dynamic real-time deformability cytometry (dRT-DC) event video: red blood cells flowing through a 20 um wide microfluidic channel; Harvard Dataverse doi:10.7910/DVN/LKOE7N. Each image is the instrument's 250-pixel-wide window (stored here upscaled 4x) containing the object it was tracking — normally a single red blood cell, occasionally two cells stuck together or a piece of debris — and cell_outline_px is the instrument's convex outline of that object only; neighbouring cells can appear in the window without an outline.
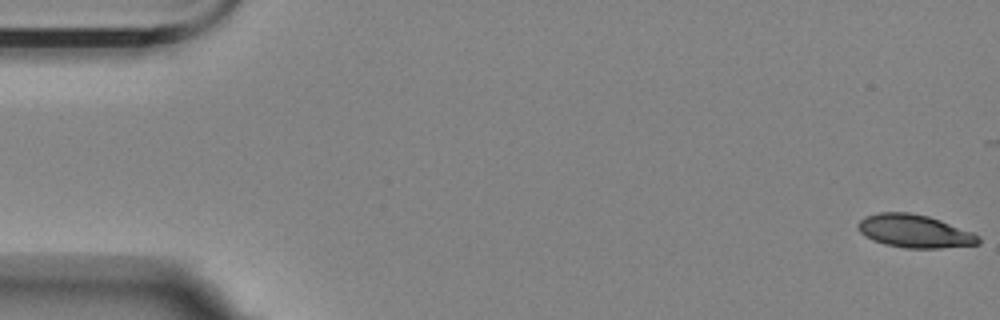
{"species": "Egyptian fruit bat (a non-hibernating species)", "species_latin": "Rousettus aegyptiacus", "temperature_condition": "room temperature", "stored_images_in_passage": 47, "camera_frame_rate_fps": 3000, "um_per_image_px": 0.085, "animal": {"sex": "female"}, "frame": {"image": 1, "passage_image": 1, "time_ms": 0.0, "image_size_px": [1000, 320], "cell_outline_px": [[980, 244], [940, 248], [904, 248], [884, 244], [872, 240], [864, 236], [856, 228], [856, 224], [864, 216], [880, 212], [908, 212], [928, 216], [940, 220], [972, 232], [980, 236]], "centroid_in_image_um": [77.7, 19.65], "position_along_channel_um": 7.3, "area_um2": 23.35}}
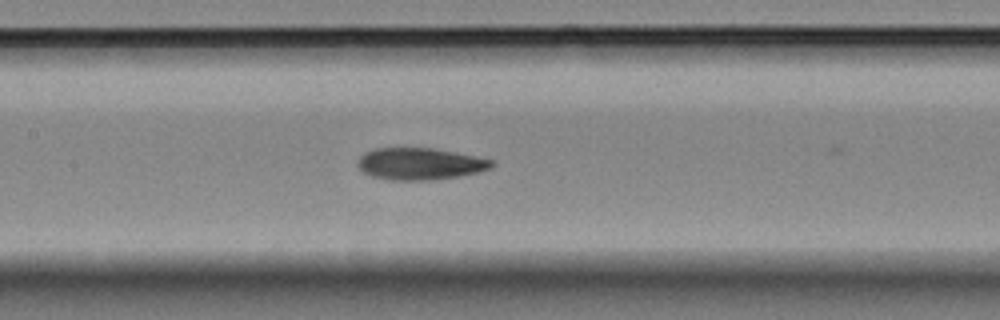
{"frame": {"image": 2, "passage_image": 27, "time_ms": 8.667, "image_size_px": [1000, 320], "cell_outline_px": [[496, 164], [492, 168], [460, 176], [432, 180], [392, 180], [372, 176], [364, 172], [356, 164], [356, 160], [364, 152], [376, 148], [432, 148], [492, 160]], "centroid_in_image_um": [35.66, 13.93], "position_along_channel_um": 171.7, "area_um2": 24.74}}
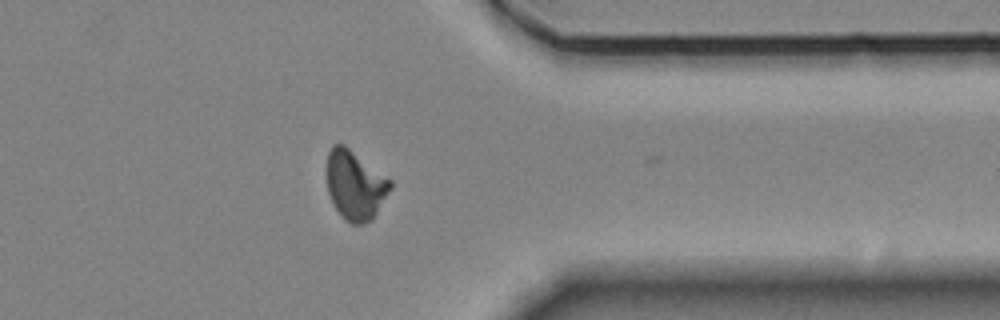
{"frame": {"image": 3, "passage_image": 46, "time_ms": 15.0, "image_size_px": [1000, 320], "cell_outline_px": [[392, 188], [372, 220], [364, 224], [352, 224], [344, 220], [336, 208], [328, 192], [328, 152], [332, 144], [344, 144], [392, 180]], "centroid_in_image_um": [30.22, 15.74], "position_along_channel_um": 381.2, "area_um2": 25.55}, "authors_computed_cell_mechanics": {"area_um2": 25.0274, "velocity_mm_per_s": 3.4597, "shape_relaxation_time_tau1_ms": null, "shape_relaxation_time_tau2_ms": 4.4396, "deformation_change_tau1": null, "deformation_change_tau2": 0.1074}}